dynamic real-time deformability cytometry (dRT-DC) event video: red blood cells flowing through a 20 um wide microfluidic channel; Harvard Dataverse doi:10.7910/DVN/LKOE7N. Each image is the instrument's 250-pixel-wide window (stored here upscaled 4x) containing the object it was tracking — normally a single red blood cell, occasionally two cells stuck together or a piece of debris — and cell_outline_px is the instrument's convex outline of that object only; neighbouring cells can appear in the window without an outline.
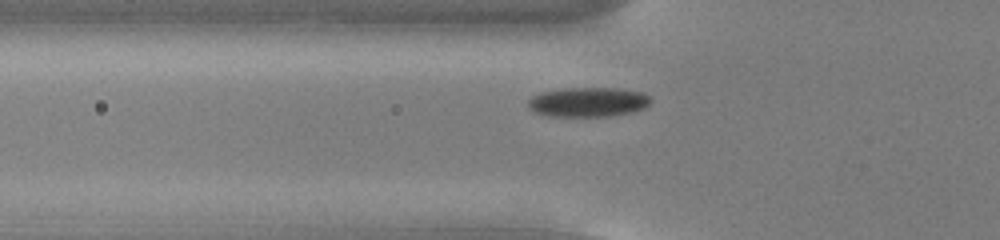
{"species": "common noctule bat (a hibernating species)", "species_latin": "Nyctalus noctula", "temperature_condition": "cold", "stored_images_in_passage": 46, "camera_frame_rate_fps": 3000, "um_per_image_px": 0.085, "animal": {"sex": "male", "body_mass_g": 13.0, "forearm_length_mm": 53.1}, "frame": {"image": 1, "passage_image": 10, "time_ms": 3.0, "image_size_px": [1000, 240], "cell_outline_px": [[652, 100], [644, 108], [612, 116], [548, 116], [536, 112], [528, 108], [528, 100], [532, 96], [540, 92], [564, 88], [616, 88], [644, 92], [652, 96]], "centroid_in_image_um": [49.99, 8.66], "position_along_channel_um": 75.8, "area_um2": 21.21}}
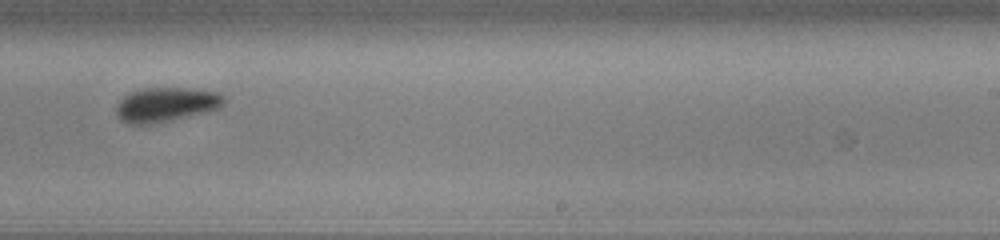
{"frame": {"image": 2, "passage_image": 26, "time_ms": 8.333, "image_size_px": [1000, 240], "cell_outline_px": [[224, 104], [216, 108], [168, 120], [144, 124], [128, 124], [120, 120], [116, 112], [116, 104], [128, 92], [144, 88], [184, 88], [216, 92], [224, 96]], "centroid_in_image_um": [14.02, 8.87], "position_along_channel_um": 275.0, "area_um2": 20.98}}
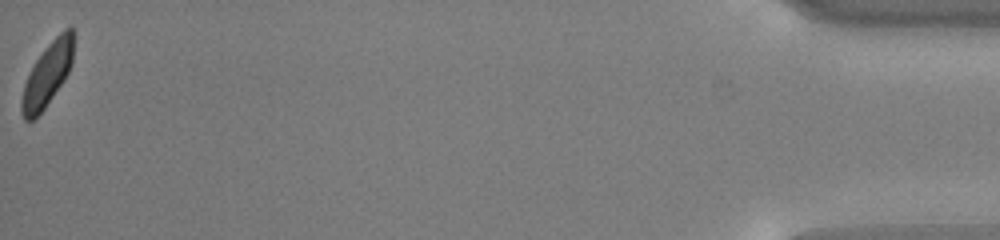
{"frame": {"image": 3, "passage_image": 46, "time_ms": 15.0, "image_size_px": [1000, 240], "cell_outline_px": [[72, 60], [68, 72], [44, 108], [32, 120], [24, 120], [20, 112], [20, 100], [24, 84], [36, 60], [44, 48], [64, 28], [72, 24]], "centroid_in_image_um": [3.99, 6.32], "position_along_channel_um": 431.2, "area_um2": 18.67}, "authors_computed_cell_mechanics": {"area_um2": 20.8947, "velocity_mm_per_s": 3.7365, "shape_relaxation_time_tau1_ms": 4.1509, "shape_relaxation_time_tau2_ms": 2.3894, "deformation_change_tau1": 0.1083, "deformation_change_tau2": 0.0653}}